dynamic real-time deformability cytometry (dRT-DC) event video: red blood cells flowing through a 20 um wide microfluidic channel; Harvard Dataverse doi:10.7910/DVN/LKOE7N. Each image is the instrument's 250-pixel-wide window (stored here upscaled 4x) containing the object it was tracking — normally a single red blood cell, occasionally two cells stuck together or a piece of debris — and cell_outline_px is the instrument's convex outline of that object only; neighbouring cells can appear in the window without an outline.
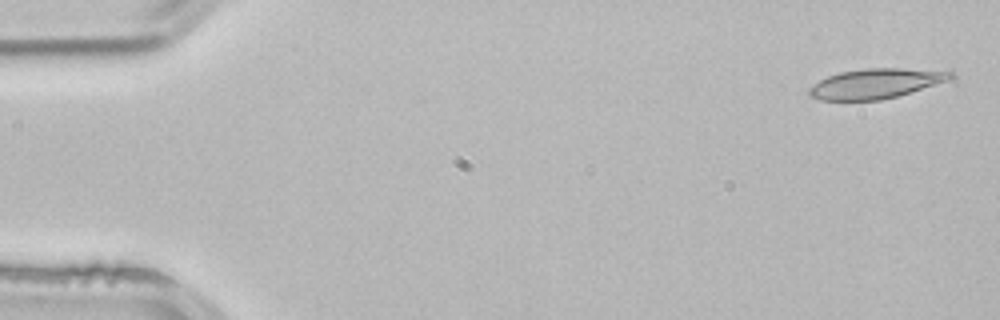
{"species": "common noctule bat (a hibernating species)", "species_latin": "Nyctalus noctula", "temperature_condition": "room temperature", "stored_images_in_passage": 4, "camera_frame_rate_fps": 3000, "um_per_image_px": 0.085, "animal": {"sex": "male", "body_mass_g": 21.5, "forearm_length_mm": 52.0}, "frame": {"image": 1, "passage_image": 1, "time_ms": 0.0, "image_size_px": [1000, 320], "cell_outline_px": [[956, 76], [948, 80], [896, 96], [880, 100], [820, 100], [808, 96], [808, 88], [820, 80], [828, 76], [840, 72], [864, 68], [952, 68]], "centroid_in_image_um": [74.54, 7.06], "position_along_channel_um": 10.5, "area_um2": 25.09}}
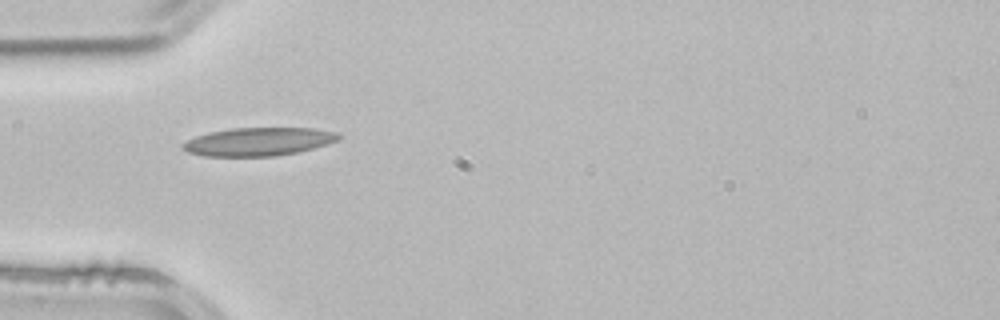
{"frame": {"image": 2, "passage_image": 4, "time_ms": 1.0, "image_size_px": [1000, 320], "cell_outline_px": [[340, 140], [312, 148], [296, 152], [276, 156], [204, 156], [188, 152], [180, 144], [196, 136], [208, 132], [232, 128], [312, 128], [336, 132], [340, 136]], "centroid_in_image_um": [21.96, 12.04], "position_along_channel_um": 63.0, "area_um2": 25.49}}